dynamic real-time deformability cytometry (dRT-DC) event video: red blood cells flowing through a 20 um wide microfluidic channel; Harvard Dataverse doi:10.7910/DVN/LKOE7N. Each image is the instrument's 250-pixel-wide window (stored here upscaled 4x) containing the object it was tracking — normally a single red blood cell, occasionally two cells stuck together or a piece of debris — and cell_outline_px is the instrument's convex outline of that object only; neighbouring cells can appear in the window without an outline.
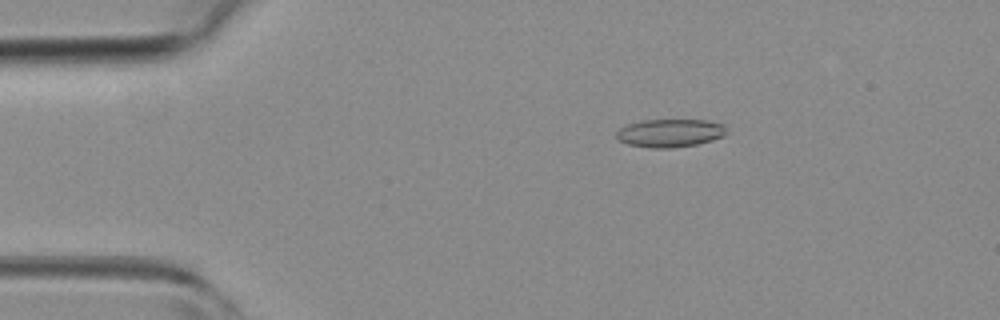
{"species": "common noctule bat (a hibernating species)", "species_latin": "Nyctalus noctula", "temperature_condition": "room temperature", "stored_images_in_passage": 3, "camera_frame_rate_fps": 3000, "um_per_image_px": 0.085, "animal": {"sex": "female", "body_mass_g": 19.3, "forearm_length_mm": 54.1}, "frame": {"image": 1, "passage_image": 2, "time_ms": 1.667, "image_size_px": [1000, 320], "cell_outline_px": [[724, 136], [712, 140], [696, 144], [668, 148], [652, 148], [628, 144], [616, 140], [616, 132], [620, 128], [628, 124], [640, 120], [708, 120], [724, 124]], "centroid_in_image_um": [56.91, 11.3], "position_along_channel_um": 28.1, "area_um2": 17.98}}